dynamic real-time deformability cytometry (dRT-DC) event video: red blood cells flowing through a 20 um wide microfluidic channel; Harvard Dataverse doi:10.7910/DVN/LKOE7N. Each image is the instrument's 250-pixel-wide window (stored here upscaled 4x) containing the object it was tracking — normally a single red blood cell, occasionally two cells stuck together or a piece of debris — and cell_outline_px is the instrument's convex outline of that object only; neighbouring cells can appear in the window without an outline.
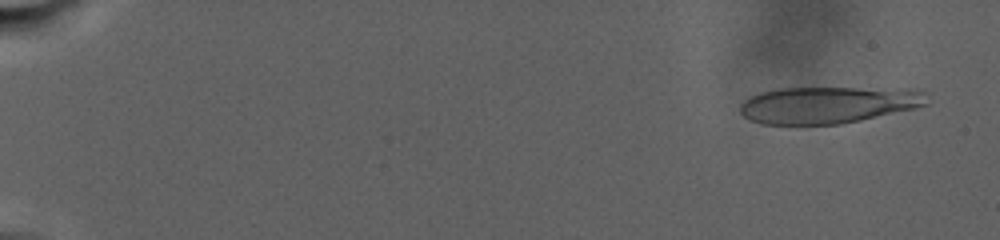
{"species": "human", "species_latin": "Homo sapiens", "temperature_condition": "warm", "stored_images_in_passage": 101, "camera_frame_rate_fps": 3000, "um_per_image_px": 0.085, "donor": {"sex": "male"}, "frame": {"image": 1, "passage_image": 6, "time_ms": 1.333, "image_size_px": [1000, 240], "cell_outline_px": [[928, 104], [916, 108], [860, 120], [840, 124], [760, 124], [748, 120], [740, 112], [740, 104], [744, 100], [760, 92], [780, 88], [856, 88], [924, 92]], "centroid_in_image_um": [70.27, 8.93], "position_along_channel_um": 14.7, "area_um2": 39.48}}
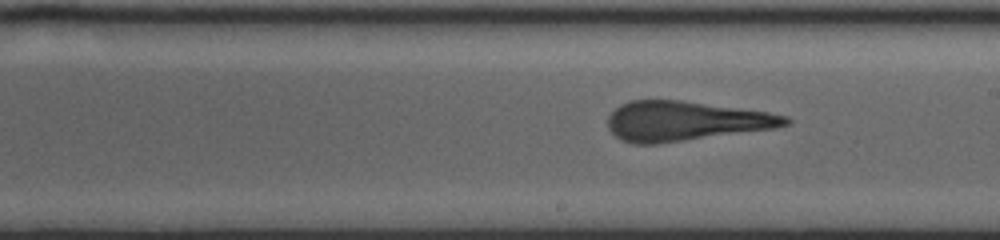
{"frame": {"image": 2, "passage_image": 65, "time_ms": 18.667, "image_size_px": [1000, 240], "cell_outline_px": [[792, 124], [776, 128], [656, 144], [632, 144], [620, 140], [608, 128], [608, 116], [620, 104], [628, 100], [680, 100], [768, 112], [788, 116], [792, 120]], "centroid_in_image_um": [58.25, 10.29], "position_along_channel_um": 230.8, "area_um2": 41.1}}
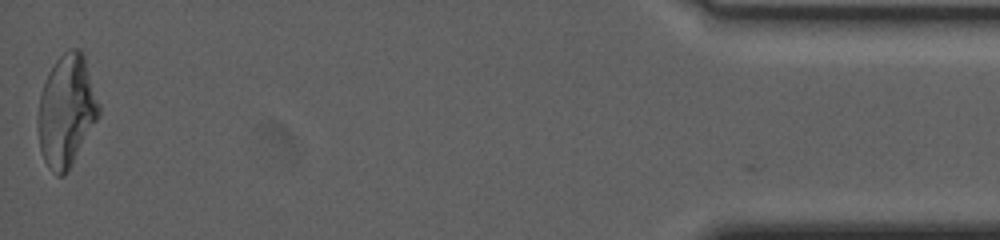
{"frame": {"image": 3, "passage_image": 101, "time_ms": 30.667, "image_size_px": [1000, 240], "cell_outline_px": [[100, 116], [64, 176], [56, 176], [48, 168], [44, 160], [40, 148], [36, 120], [36, 116], [40, 96], [48, 72], [56, 60], [68, 48], [80, 48], [84, 52], [100, 104]], "centroid_in_image_um": [5.65, 9.39], "position_along_channel_um": 429.5, "area_um2": 40.11}, "authors_computed_cell_mechanics": {"area_um2": 40.8068, "velocity_mm_per_s": 2.2895, "shape_relaxation_time_tau1_ms": null, "shape_relaxation_time_tau2_ms": 1.7935, "deformation_change_tau1": null, "deformation_change_tau2": 0.13}}